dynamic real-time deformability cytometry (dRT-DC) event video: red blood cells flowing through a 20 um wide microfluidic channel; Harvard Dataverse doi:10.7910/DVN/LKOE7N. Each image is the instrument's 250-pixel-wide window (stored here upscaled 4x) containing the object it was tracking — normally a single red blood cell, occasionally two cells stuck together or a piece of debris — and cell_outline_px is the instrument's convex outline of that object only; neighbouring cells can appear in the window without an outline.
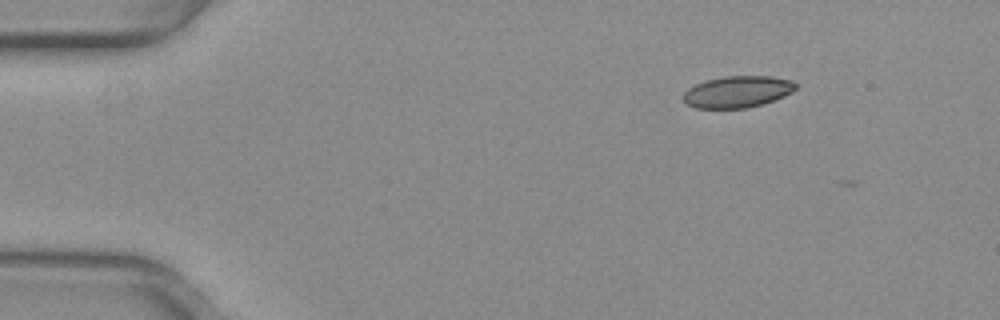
{"species": "common noctule bat (a hibernating species)", "species_latin": "Nyctalus noctula", "temperature_condition": "warm", "stored_images_in_passage": 4, "camera_frame_rate_fps": 3000, "um_per_image_px": 0.085, "animal": {"sex": "female", "body_mass_g": 29.2, "forearm_length_mm": 56.3}, "frame": {"image": 1, "passage_image": 2, "time_ms": 0.333, "image_size_px": [1000, 320], "cell_outline_px": [[796, 88], [792, 92], [784, 96], [764, 104], [748, 108], [696, 108], [688, 104], [684, 100], [684, 92], [688, 88], [704, 80], [724, 76], [768, 76], [792, 80], [796, 84]], "centroid_in_image_um": [62.7, 7.8], "position_along_channel_um": 22.3, "area_um2": 20.75}}